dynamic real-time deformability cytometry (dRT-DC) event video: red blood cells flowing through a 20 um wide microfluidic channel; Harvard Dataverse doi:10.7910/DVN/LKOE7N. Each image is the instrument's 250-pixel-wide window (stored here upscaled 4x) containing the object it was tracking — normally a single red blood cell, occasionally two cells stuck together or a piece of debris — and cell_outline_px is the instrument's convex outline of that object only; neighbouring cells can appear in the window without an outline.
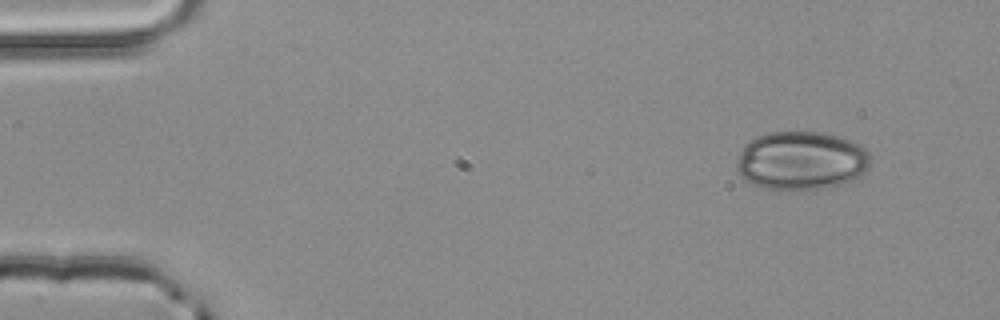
{"species": "common noctule bat (a hibernating species)", "species_latin": "Nyctalus noctula", "temperature_condition": "room temperature", "stored_images_in_passage": 4, "segment_of_instrument_passage": [1, 2], "camera_frame_rate_fps": 3000, "um_per_image_px": 0.085, "animal": {"sex": "male", "body_mass_g": 20.4}, "frame": {"image": 1, "passage_image": 1, "time_ms": 0.0, "image_size_px": [1000, 320], "cell_outline_px": [[868, 168], [864, 172], [852, 180], [840, 184], [824, 188], [776, 192], [752, 184], [740, 176], [736, 168], [736, 164], [740, 152], [744, 144], [748, 140], [756, 136], [768, 132], [820, 132], [836, 136], [860, 144], [868, 152]], "centroid_in_image_um": [68.04, 13.68], "position_along_channel_um": 17.0, "area_um2": 46.07}}